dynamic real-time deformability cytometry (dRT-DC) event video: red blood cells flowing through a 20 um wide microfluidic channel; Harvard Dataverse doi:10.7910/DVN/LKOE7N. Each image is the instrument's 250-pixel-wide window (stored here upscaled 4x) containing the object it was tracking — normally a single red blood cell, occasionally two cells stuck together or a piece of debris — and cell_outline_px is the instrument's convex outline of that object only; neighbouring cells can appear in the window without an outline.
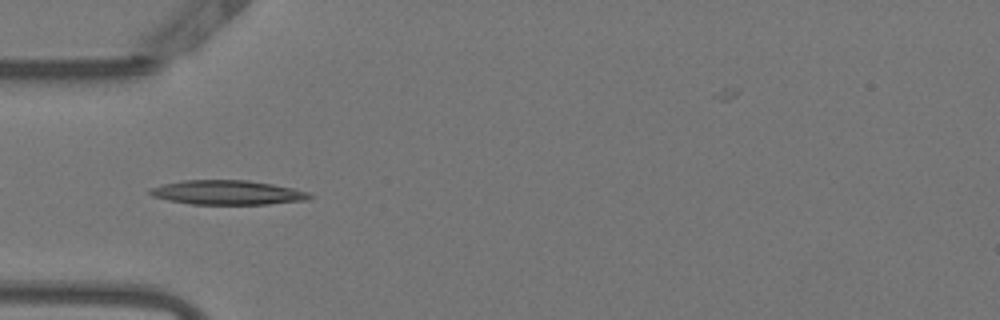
{"species": "Egyptian fruit bat (a non-hibernating species)", "species_latin": "Rousettus aegyptiacus", "temperature_condition": "warm", "stored_images_in_passage": 28, "camera_frame_rate_fps": 3000, "um_per_image_px": 0.085, "animal": {"sex": "female"}, "frame": {"image": 1, "passage_image": 2, "time_ms": 0.333, "image_size_px": [1000, 320], "cell_outline_px": [[312, 196], [308, 200], [268, 204], [192, 204], [168, 200], [152, 196], [148, 192], [152, 188], [164, 184], [184, 180], [248, 180], [272, 184], [292, 188], [308, 192]], "centroid_in_image_um": [19.35, 16.36], "position_along_channel_um": 65.7, "area_um2": 22.48}}
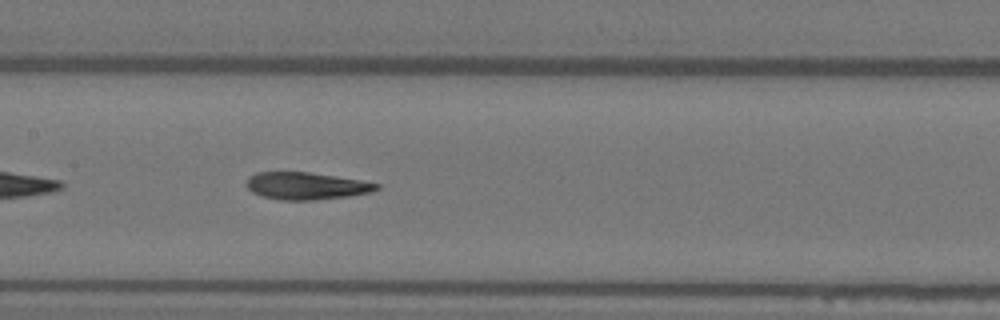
{"frame": {"image": 2, "passage_image": 11, "time_ms": 3.333, "image_size_px": [1000, 320], "cell_outline_px": [[380, 188], [372, 192], [348, 196], [316, 200], [280, 200], [260, 196], [252, 192], [244, 184], [248, 176], [256, 172], [308, 172], [336, 176], [360, 180], [380, 184]], "centroid_in_image_um": [25.99, 15.8], "position_along_channel_um": 181.4, "area_um2": 20.87}}
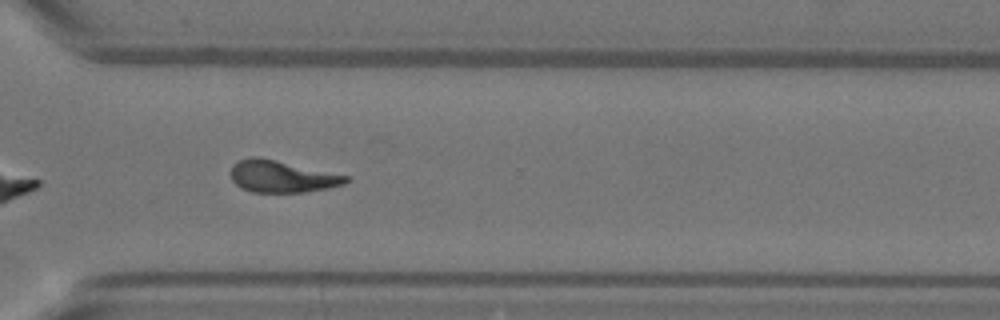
{"frame": {"image": 3, "passage_image": 24, "time_ms": 7.667, "image_size_px": [1000, 320], "cell_outline_px": [[352, 180], [344, 184], [328, 188], [304, 192], [252, 192], [240, 188], [232, 180], [232, 164], [240, 160], [252, 156], [260, 156], [352, 176]], "centroid_in_image_um": [24.02, 14.99], "position_along_channel_um": 346.6, "area_um2": 21.79}, "authors_computed_cell_mechanics": {"area_um2": 21.5016, "velocity_mm_per_s": 3.8314, "shape_relaxation_time_tau1_ms": 7.7974, "shape_relaxation_time_tau2_ms": 3.4817, "deformation_change_tau1": 0.2547, "deformation_change_tau2": 0.1266}}